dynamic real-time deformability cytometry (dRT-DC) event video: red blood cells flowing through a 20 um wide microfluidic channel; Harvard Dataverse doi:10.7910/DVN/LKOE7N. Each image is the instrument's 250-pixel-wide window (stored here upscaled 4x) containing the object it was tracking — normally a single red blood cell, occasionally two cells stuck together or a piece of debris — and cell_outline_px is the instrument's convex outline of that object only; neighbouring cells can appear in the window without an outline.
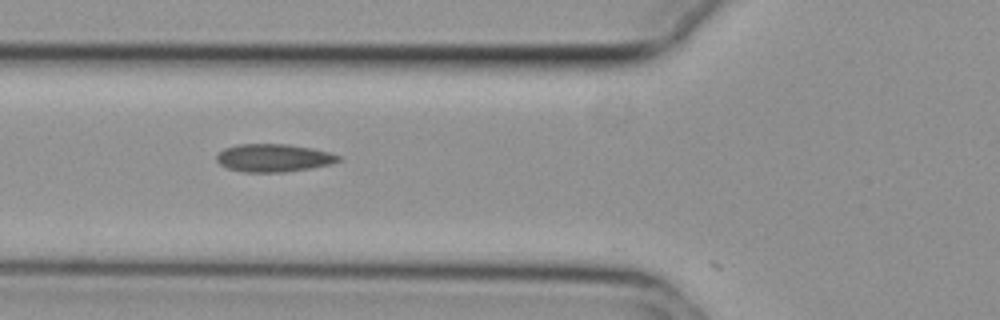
{"species": "common noctule bat (a hibernating species)", "species_latin": "Nyctalus noctula", "temperature_condition": "cold", "stored_images_in_passage": 12, "camera_frame_rate_fps": 3000, "um_per_image_px": 0.085, "animal": {"sex": "female", "body_mass_g": 29.2, "forearm_length_mm": 56.3}, "frame": {"image": 1, "passage_image": 5, "time_ms": 1.333, "image_size_px": [1000, 320], "cell_outline_px": [[340, 160], [332, 164], [284, 172], [244, 172], [228, 168], [220, 164], [216, 160], [216, 156], [224, 148], [236, 144], [288, 144], [312, 148], [328, 152], [340, 156]], "centroid_in_image_um": [23.23, 13.41], "position_along_channel_um": 102.6, "area_um2": 19.71}}
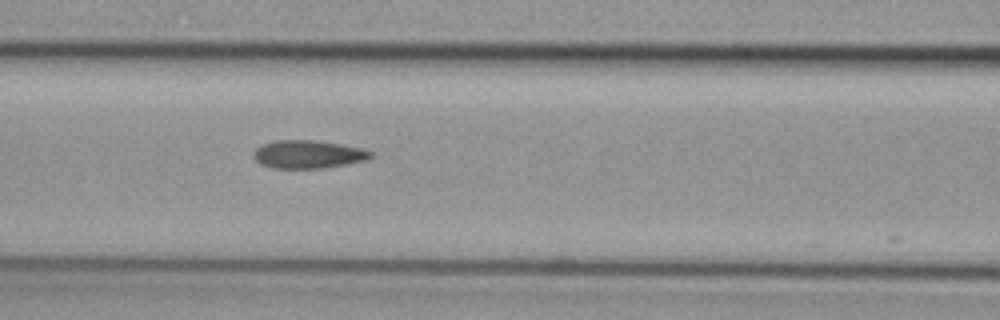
{"frame": {"image": 2, "passage_image": 8, "time_ms": 2.333, "image_size_px": [1000, 320], "cell_outline_px": [[376, 156], [364, 160], [344, 164], [320, 168], [272, 168], [260, 164], [252, 156], [252, 152], [256, 148], [264, 144], [276, 140], [316, 140], [364, 148], [376, 152]], "centroid_in_image_um": [26.21, 13.11], "position_along_channel_um": 140.4, "area_um2": 19.31}}
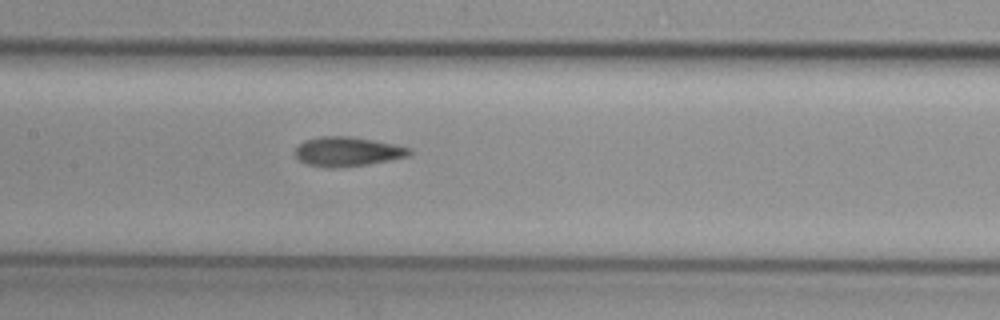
{"frame": {"image": 3, "passage_image": 11, "time_ms": 3.333, "image_size_px": [1000, 320], "cell_outline_px": [[412, 152], [408, 156], [368, 164], [340, 168], [328, 168], [304, 164], [292, 152], [304, 140], [320, 136], [348, 136], [372, 140], [412, 148]], "centroid_in_image_um": [29.48, 12.89], "position_along_channel_um": 177.9, "area_um2": 19.65}}